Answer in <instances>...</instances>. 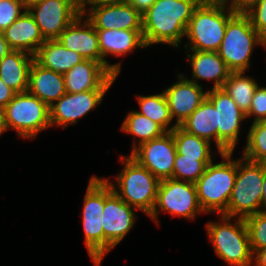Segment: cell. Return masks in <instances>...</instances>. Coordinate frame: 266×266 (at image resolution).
I'll return each mask as SVG.
<instances>
[{"label": "cell", "mask_w": 266, "mask_h": 266, "mask_svg": "<svg viewBox=\"0 0 266 266\" xmlns=\"http://www.w3.org/2000/svg\"><path fill=\"white\" fill-rule=\"evenodd\" d=\"M203 0H156L142 14V35L146 47L152 44L179 46L194 10Z\"/></svg>", "instance_id": "6da1fadb"}, {"label": "cell", "mask_w": 266, "mask_h": 266, "mask_svg": "<svg viewBox=\"0 0 266 266\" xmlns=\"http://www.w3.org/2000/svg\"><path fill=\"white\" fill-rule=\"evenodd\" d=\"M220 0H203L194 10L185 36L189 38L190 50L218 51L225 35L227 22L237 13Z\"/></svg>", "instance_id": "7a4b0ae2"}, {"label": "cell", "mask_w": 266, "mask_h": 266, "mask_svg": "<svg viewBox=\"0 0 266 266\" xmlns=\"http://www.w3.org/2000/svg\"><path fill=\"white\" fill-rule=\"evenodd\" d=\"M232 154L220 153L222 162L208 164L195 183L198 202L205 213L219 212L222 215L227 210L237 175V160H231Z\"/></svg>", "instance_id": "3957f363"}, {"label": "cell", "mask_w": 266, "mask_h": 266, "mask_svg": "<svg viewBox=\"0 0 266 266\" xmlns=\"http://www.w3.org/2000/svg\"><path fill=\"white\" fill-rule=\"evenodd\" d=\"M121 161L125 166L116 177L120 190L118 191L108 179L105 180L123 201L149 216L156 202L160 180L131 156L122 157Z\"/></svg>", "instance_id": "277c9868"}, {"label": "cell", "mask_w": 266, "mask_h": 266, "mask_svg": "<svg viewBox=\"0 0 266 266\" xmlns=\"http://www.w3.org/2000/svg\"><path fill=\"white\" fill-rule=\"evenodd\" d=\"M244 161V162H243ZM244 163V164H243ZM266 163L237 160V175L227 210L222 214L245 219L261 211L262 183Z\"/></svg>", "instance_id": "5b68a950"}, {"label": "cell", "mask_w": 266, "mask_h": 266, "mask_svg": "<svg viewBox=\"0 0 266 266\" xmlns=\"http://www.w3.org/2000/svg\"><path fill=\"white\" fill-rule=\"evenodd\" d=\"M265 45V40L252 26L250 18L237 12L228 22L217 51L231 72H245L250 67V56L255 45Z\"/></svg>", "instance_id": "8992f818"}, {"label": "cell", "mask_w": 266, "mask_h": 266, "mask_svg": "<svg viewBox=\"0 0 266 266\" xmlns=\"http://www.w3.org/2000/svg\"><path fill=\"white\" fill-rule=\"evenodd\" d=\"M220 218L222 223L209 222L206 225L216 254L230 265L250 266L253 253L245 220L237 218L234 225L230 223L231 217L221 215Z\"/></svg>", "instance_id": "52a82bcc"}, {"label": "cell", "mask_w": 266, "mask_h": 266, "mask_svg": "<svg viewBox=\"0 0 266 266\" xmlns=\"http://www.w3.org/2000/svg\"><path fill=\"white\" fill-rule=\"evenodd\" d=\"M8 129H15L20 137H35L50 127L49 107L28 91L16 93L4 107Z\"/></svg>", "instance_id": "ba28073f"}, {"label": "cell", "mask_w": 266, "mask_h": 266, "mask_svg": "<svg viewBox=\"0 0 266 266\" xmlns=\"http://www.w3.org/2000/svg\"><path fill=\"white\" fill-rule=\"evenodd\" d=\"M85 244L95 266L104 257V230L101 217L104 209V179L93 176L87 187L83 206Z\"/></svg>", "instance_id": "9c48e42d"}, {"label": "cell", "mask_w": 266, "mask_h": 266, "mask_svg": "<svg viewBox=\"0 0 266 266\" xmlns=\"http://www.w3.org/2000/svg\"><path fill=\"white\" fill-rule=\"evenodd\" d=\"M158 209L187 219H194L197 213H204L198 202L195 184L172 178L160 180L156 202L149 215L155 222H158Z\"/></svg>", "instance_id": "30bf717a"}, {"label": "cell", "mask_w": 266, "mask_h": 266, "mask_svg": "<svg viewBox=\"0 0 266 266\" xmlns=\"http://www.w3.org/2000/svg\"><path fill=\"white\" fill-rule=\"evenodd\" d=\"M134 211L104 179V209L101 224L104 230V256L116 246L135 223Z\"/></svg>", "instance_id": "8fae6325"}, {"label": "cell", "mask_w": 266, "mask_h": 266, "mask_svg": "<svg viewBox=\"0 0 266 266\" xmlns=\"http://www.w3.org/2000/svg\"><path fill=\"white\" fill-rule=\"evenodd\" d=\"M134 142L131 157L147 168L159 180L173 179L174 160L177 153L172 132L137 145Z\"/></svg>", "instance_id": "7c38bea8"}, {"label": "cell", "mask_w": 266, "mask_h": 266, "mask_svg": "<svg viewBox=\"0 0 266 266\" xmlns=\"http://www.w3.org/2000/svg\"><path fill=\"white\" fill-rule=\"evenodd\" d=\"M207 98L217 110V147L219 153L233 152L238 142L240 123L246 114L235 101L222 89L207 91Z\"/></svg>", "instance_id": "4fadbf2b"}, {"label": "cell", "mask_w": 266, "mask_h": 266, "mask_svg": "<svg viewBox=\"0 0 266 266\" xmlns=\"http://www.w3.org/2000/svg\"><path fill=\"white\" fill-rule=\"evenodd\" d=\"M28 11L44 39L55 40L81 14L80 0H44Z\"/></svg>", "instance_id": "5bb4252c"}, {"label": "cell", "mask_w": 266, "mask_h": 266, "mask_svg": "<svg viewBox=\"0 0 266 266\" xmlns=\"http://www.w3.org/2000/svg\"><path fill=\"white\" fill-rule=\"evenodd\" d=\"M107 90H89L79 93H65L49 107L51 126L67 128L77 123L79 118L101 104ZM78 119V120H76Z\"/></svg>", "instance_id": "9a60e30c"}, {"label": "cell", "mask_w": 266, "mask_h": 266, "mask_svg": "<svg viewBox=\"0 0 266 266\" xmlns=\"http://www.w3.org/2000/svg\"><path fill=\"white\" fill-rule=\"evenodd\" d=\"M117 76L102 63L85 59L63 74L66 93L108 90Z\"/></svg>", "instance_id": "2e32d148"}, {"label": "cell", "mask_w": 266, "mask_h": 266, "mask_svg": "<svg viewBox=\"0 0 266 266\" xmlns=\"http://www.w3.org/2000/svg\"><path fill=\"white\" fill-rule=\"evenodd\" d=\"M179 81L166 89V97L172 119L177 118L176 125L180 126L207 98L202 86L184 78L179 74Z\"/></svg>", "instance_id": "e0dca14e"}, {"label": "cell", "mask_w": 266, "mask_h": 266, "mask_svg": "<svg viewBox=\"0 0 266 266\" xmlns=\"http://www.w3.org/2000/svg\"><path fill=\"white\" fill-rule=\"evenodd\" d=\"M98 34L99 49L102 57V64L115 76L121 70V64L110 65L105 56L112 54L115 57L128 54L136 47H146L142 30H121V29H96Z\"/></svg>", "instance_id": "ac0fdd59"}, {"label": "cell", "mask_w": 266, "mask_h": 266, "mask_svg": "<svg viewBox=\"0 0 266 266\" xmlns=\"http://www.w3.org/2000/svg\"><path fill=\"white\" fill-rule=\"evenodd\" d=\"M90 9L87 19L95 29L142 30V14L129 2Z\"/></svg>", "instance_id": "d6986e66"}, {"label": "cell", "mask_w": 266, "mask_h": 266, "mask_svg": "<svg viewBox=\"0 0 266 266\" xmlns=\"http://www.w3.org/2000/svg\"><path fill=\"white\" fill-rule=\"evenodd\" d=\"M82 18L81 13L61 33L58 40L66 49L77 52L85 59L102 63L97 31L87 18L84 24H81Z\"/></svg>", "instance_id": "ffe728a7"}, {"label": "cell", "mask_w": 266, "mask_h": 266, "mask_svg": "<svg viewBox=\"0 0 266 266\" xmlns=\"http://www.w3.org/2000/svg\"><path fill=\"white\" fill-rule=\"evenodd\" d=\"M3 33L10 50L23 51L33 56L46 41L28 10H24Z\"/></svg>", "instance_id": "44dd1931"}, {"label": "cell", "mask_w": 266, "mask_h": 266, "mask_svg": "<svg viewBox=\"0 0 266 266\" xmlns=\"http://www.w3.org/2000/svg\"><path fill=\"white\" fill-rule=\"evenodd\" d=\"M27 91L50 107L66 93L63 74L43 68L34 60Z\"/></svg>", "instance_id": "7402d4cb"}, {"label": "cell", "mask_w": 266, "mask_h": 266, "mask_svg": "<svg viewBox=\"0 0 266 266\" xmlns=\"http://www.w3.org/2000/svg\"><path fill=\"white\" fill-rule=\"evenodd\" d=\"M34 60L26 52L10 50L0 61V79L16 93L26 92Z\"/></svg>", "instance_id": "603a6c76"}, {"label": "cell", "mask_w": 266, "mask_h": 266, "mask_svg": "<svg viewBox=\"0 0 266 266\" xmlns=\"http://www.w3.org/2000/svg\"><path fill=\"white\" fill-rule=\"evenodd\" d=\"M193 54L187 55L191 60L192 79L190 81L198 84L196 79L215 80L214 89L222 88L228 79L231 71L226 66L224 60L216 51L191 50Z\"/></svg>", "instance_id": "cb8c5ba5"}, {"label": "cell", "mask_w": 266, "mask_h": 266, "mask_svg": "<svg viewBox=\"0 0 266 266\" xmlns=\"http://www.w3.org/2000/svg\"><path fill=\"white\" fill-rule=\"evenodd\" d=\"M35 61L43 68L65 74L85 58L72 50L66 49L58 40H46L34 55Z\"/></svg>", "instance_id": "d4e9b609"}, {"label": "cell", "mask_w": 266, "mask_h": 266, "mask_svg": "<svg viewBox=\"0 0 266 266\" xmlns=\"http://www.w3.org/2000/svg\"><path fill=\"white\" fill-rule=\"evenodd\" d=\"M186 132L217 144V110L206 98L202 104L180 125Z\"/></svg>", "instance_id": "484cf974"}, {"label": "cell", "mask_w": 266, "mask_h": 266, "mask_svg": "<svg viewBox=\"0 0 266 266\" xmlns=\"http://www.w3.org/2000/svg\"><path fill=\"white\" fill-rule=\"evenodd\" d=\"M244 72H231L222 89L235 101L237 106L246 114L251 106L252 97L258 84Z\"/></svg>", "instance_id": "4316f807"}, {"label": "cell", "mask_w": 266, "mask_h": 266, "mask_svg": "<svg viewBox=\"0 0 266 266\" xmlns=\"http://www.w3.org/2000/svg\"><path fill=\"white\" fill-rule=\"evenodd\" d=\"M138 102L141 110V112H138L159 124L166 132H171L177 127V125L174 124L167 129L173 119L163 92L156 95L139 96Z\"/></svg>", "instance_id": "83f0119b"}, {"label": "cell", "mask_w": 266, "mask_h": 266, "mask_svg": "<svg viewBox=\"0 0 266 266\" xmlns=\"http://www.w3.org/2000/svg\"><path fill=\"white\" fill-rule=\"evenodd\" d=\"M121 130L139 137L138 145L158 138L166 132L159 124L138 111L128 113L123 121Z\"/></svg>", "instance_id": "f1b7e54d"}, {"label": "cell", "mask_w": 266, "mask_h": 266, "mask_svg": "<svg viewBox=\"0 0 266 266\" xmlns=\"http://www.w3.org/2000/svg\"><path fill=\"white\" fill-rule=\"evenodd\" d=\"M178 154L190 158H212L210 146L207 140L196 135L190 134L177 126L172 131Z\"/></svg>", "instance_id": "f546056e"}, {"label": "cell", "mask_w": 266, "mask_h": 266, "mask_svg": "<svg viewBox=\"0 0 266 266\" xmlns=\"http://www.w3.org/2000/svg\"><path fill=\"white\" fill-rule=\"evenodd\" d=\"M211 162L212 158H190L176 153L173 179L195 184Z\"/></svg>", "instance_id": "4dcf8cb0"}, {"label": "cell", "mask_w": 266, "mask_h": 266, "mask_svg": "<svg viewBox=\"0 0 266 266\" xmlns=\"http://www.w3.org/2000/svg\"><path fill=\"white\" fill-rule=\"evenodd\" d=\"M247 136L243 157L254 162L266 163V119L252 123Z\"/></svg>", "instance_id": "1f68e13d"}, {"label": "cell", "mask_w": 266, "mask_h": 266, "mask_svg": "<svg viewBox=\"0 0 266 266\" xmlns=\"http://www.w3.org/2000/svg\"><path fill=\"white\" fill-rule=\"evenodd\" d=\"M252 253L266 247V212L260 211L245 219Z\"/></svg>", "instance_id": "d6a6232c"}, {"label": "cell", "mask_w": 266, "mask_h": 266, "mask_svg": "<svg viewBox=\"0 0 266 266\" xmlns=\"http://www.w3.org/2000/svg\"><path fill=\"white\" fill-rule=\"evenodd\" d=\"M21 0H0V30L4 31L23 13Z\"/></svg>", "instance_id": "836d02e7"}, {"label": "cell", "mask_w": 266, "mask_h": 266, "mask_svg": "<svg viewBox=\"0 0 266 266\" xmlns=\"http://www.w3.org/2000/svg\"><path fill=\"white\" fill-rule=\"evenodd\" d=\"M251 21L252 26L259 35L266 39V0H257L247 11L244 12Z\"/></svg>", "instance_id": "e575fe53"}, {"label": "cell", "mask_w": 266, "mask_h": 266, "mask_svg": "<svg viewBox=\"0 0 266 266\" xmlns=\"http://www.w3.org/2000/svg\"><path fill=\"white\" fill-rule=\"evenodd\" d=\"M255 115L253 120L258 122L266 119V87H257L252 97V103L249 111L246 113V117Z\"/></svg>", "instance_id": "d590c367"}, {"label": "cell", "mask_w": 266, "mask_h": 266, "mask_svg": "<svg viewBox=\"0 0 266 266\" xmlns=\"http://www.w3.org/2000/svg\"><path fill=\"white\" fill-rule=\"evenodd\" d=\"M129 0H80V11L85 16L86 5L91 6H106L128 3Z\"/></svg>", "instance_id": "8d00e7d4"}, {"label": "cell", "mask_w": 266, "mask_h": 266, "mask_svg": "<svg viewBox=\"0 0 266 266\" xmlns=\"http://www.w3.org/2000/svg\"><path fill=\"white\" fill-rule=\"evenodd\" d=\"M225 6L228 0H220ZM229 9L235 12L244 13L247 11L257 0H230Z\"/></svg>", "instance_id": "74e56055"}, {"label": "cell", "mask_w": 266, "mask_h": 266, "mask_svg": "<svg viewBox=\"0 0 266 266\" xmlns=\"http://www.w3.org/2000/svg\"><path fill=\"white\" fill-rule=\"evenodd\" d=\"M16 92L0 79V107L4 108L15 96Z\"/></svg>", "instance_id": "f35d334b"}, {"label": "cell", "mask_w": 266, "mask_h": 266, "mask_svg": "<svg viewBox=\"0 0 266 266\" xmlns=\"http://www.w3.org/2000/svg\"><path fill=\"white\" fill-rule=\"evenodd\" d=\"M156 0H129L128 2L141 14L146 12Z\"/></svg>", "instance_id": "ab89813d"}, {"label": "cell", "mask_w": 266, "mask_h": 266, "mask_svg": "<svg viewBox=\"0 0 266 266\" xmlns=\"http://www.w3.org/2000/svg\"><path fill=\"white\" fill-rule=\"evenodd\" d=\"M256 254V255H255ZM252 258H255V266H266V247L253 252Z\"/></svg>", "instance_id": "60d3db41"}, {"label": "cell", "mask_w": 266, "mask_h": 266, "mask_svg": "<svg viewBox=\"0 0 266 266\" xmlns=\"http://www.w3.org/2000/svg\"><path fill=\"white\" fill-rule=\"evenodd\" d=\"M10 51L8 44L4 38V33L0 30V61Z\"/></svg>", "instance_id": "b9f144b4"}, {"label": "cell", "mask_w": 266, "mask_h": 266, "mask_svg": "<svg viewBox=\"0 0 266 266\" xmlns=\"http://www.w3.org/2000/svg\"><path fill=\"white\" fill-rule=\"evenodd\" d=\"M6 130H9V129L6 123L4 108L0 107V134H2Z\"/></svg>", "instance_id": "7bdbcfd3"}, {"label": "cell", "mask_w": 266, "mask_h": 266, "mask_svg": "<svg viewBox=\"0 0 266 266\" xmlns=\"http://www.w3.org/2000/svg\"><path fill=\"white\" fill-rule=\"evenodd\" d=\"M261 207H264V209H266V171L264 172V180H263V183H262ZM262 211L266 212V210H262Z\"/></svg>", "instance_id": "ee69618b"}, {"label": "cell", "mask_w": 266, "mask_h": 266, "mask_svg": "<svg viewBox=\"0 0 266 266\" xmlns=\"http://www.w3.org/2000/svg\"><path fill=\"white\" fill-rule=\"evenodd\" d=\"M44 0H21V3L23 4L25 10H28L32 8L33 6L40 4Z\"/></svg>", "instance_id": "f6af8a7d"}]
</instances>
